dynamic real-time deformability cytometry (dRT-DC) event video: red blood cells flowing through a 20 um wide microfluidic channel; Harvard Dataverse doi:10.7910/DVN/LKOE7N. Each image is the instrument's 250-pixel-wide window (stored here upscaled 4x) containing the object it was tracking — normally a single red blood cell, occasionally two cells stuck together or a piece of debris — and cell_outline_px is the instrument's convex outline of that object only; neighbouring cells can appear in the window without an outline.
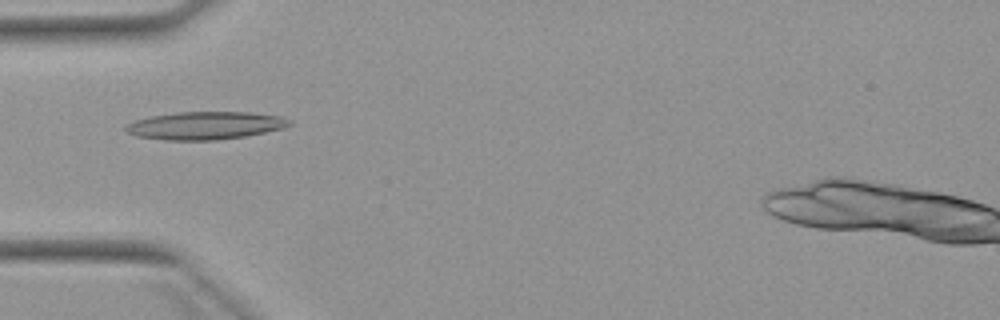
{"species": "Egyptian fruit bat (a non-hibernating species)", "species_latin": "Rousettus aegyptiacus", "temperature_condition": "warm", "stored_images_in_passage": 4, "camera_frame_rate_fps": 3000, "um_per_image_px": 0.085, "animal": {"sex": "female"}, "frame": {"image": 1, "passage_image": 4, "time_ms": 3.667, "image_size_px": [1000, 320], "cell_outline_px": [[292, 124], [284, 128], [244, 136], [216, 140], [164, 140], [136, 136], [128, 132], [124, 128], [124, 124], [132, 120], [148, 116], [176, 112], [252, 112], [280, 116], [292, 120]], "centroid_in_image_um": [17.4, 10.66], "position_along_channel_um": 67.6, "area_um2": 26.82}}